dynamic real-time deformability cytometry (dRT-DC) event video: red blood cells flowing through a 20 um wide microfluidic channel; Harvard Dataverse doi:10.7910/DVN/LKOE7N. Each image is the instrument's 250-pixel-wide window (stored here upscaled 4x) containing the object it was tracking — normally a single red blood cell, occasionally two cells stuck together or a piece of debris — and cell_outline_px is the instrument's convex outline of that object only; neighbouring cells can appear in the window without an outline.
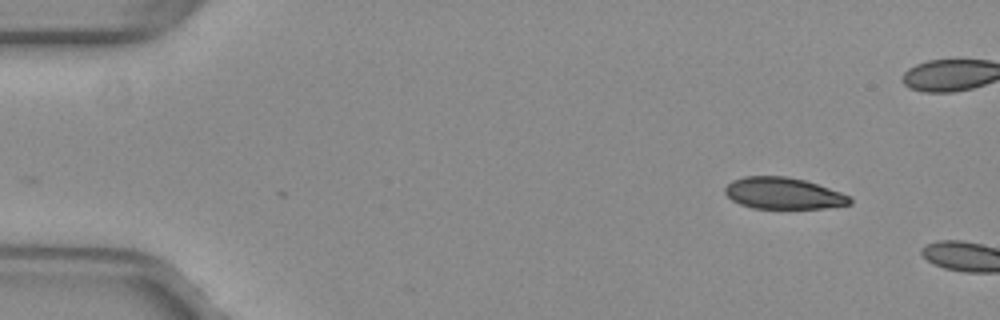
{"species": "common noctule bat (a hibernating species)", "species_latin": "Nyctalus noctula", "temperature_condition": "warm", "stored_images_in_passage": 2, "camera_frame_rate_fps": 3000, "um_per_image_px": 0.085, "animal": {"sex": "female", "body_mass_g": 29.2, "forearm_length_mm": 56.3}, "frame": {"image": 1, "passage_image": 2, "time_ms": 0.333, "image_size_px": [1000, 320], "cell_outline_px": [[852, 204], [824, 208], [752, 208], [740, 204], [732, 200], [724, 192], [724, 188], [732, 180], [744, 176], [788, 176], [804, 180], [852, 196]], "centroid_in_image_um": [66.58, 16.43], "position_along_channel_um": 18.4, "area_um2": 22.95}}